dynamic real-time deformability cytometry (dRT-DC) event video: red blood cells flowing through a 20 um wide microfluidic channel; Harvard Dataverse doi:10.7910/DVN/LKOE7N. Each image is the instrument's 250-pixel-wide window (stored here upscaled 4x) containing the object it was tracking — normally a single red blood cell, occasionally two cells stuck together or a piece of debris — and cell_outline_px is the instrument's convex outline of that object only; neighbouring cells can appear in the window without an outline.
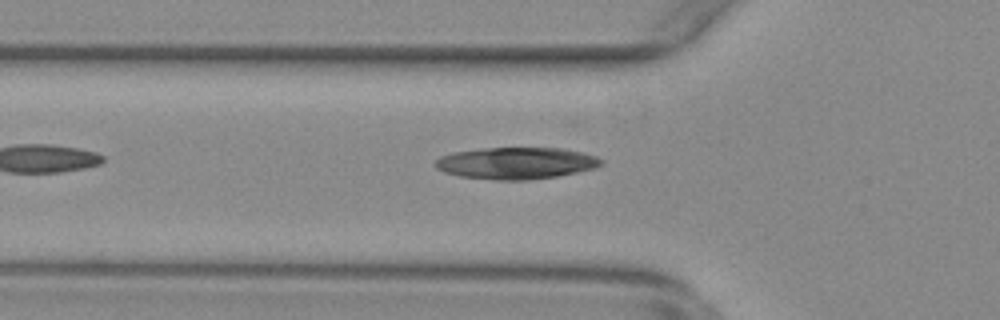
{"species": "common noctule bat (a hibernating species)", "species_latin": "Nyctalus noctula", "temperature_condition": "warm", "stored_images_in_passage": 29, "camera_frame_rate_fps": 3000, "um_per_image_px": 0.085, "animal": {"sex": "female", "body_mass_g": 29.2, "forearm_length_mm": 56.3}, "frame": {"image": 1, "passage_image": 2, "time_ms": 0.333, "image_size_px": [1000, 320], "cell_outline_px": [[604, 164], [596, 168], [556, 176], [528, 180], [496, 180], [460, 176], [444, 172], [436, 168], [436, 160], [440, 156], [456, 152], [484, 148], [560, 148], [580, 152], [596, 156], [604, 160]], "centroid_in_image_um": [43.9, 13.87], "position_along_channel_um": 81.9, "area_um2": 30.58}}
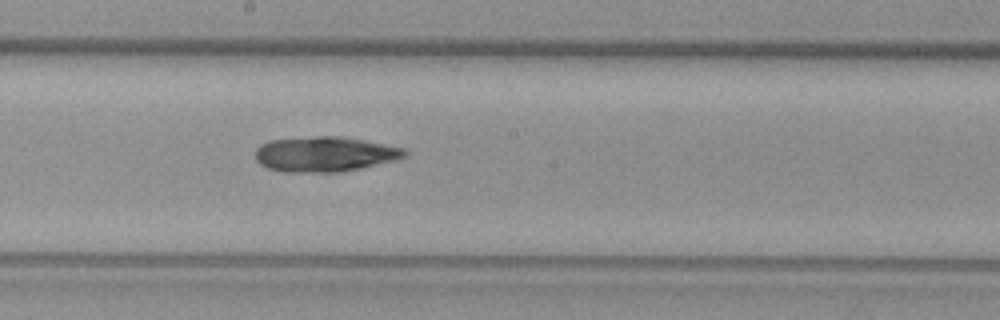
{"frame": {"image": 2, "passage_image": 13, "time_ms": 4.0, "image_size_px": [1000, 320], "cell_outline_px": [[408, 156], [396, 160], [360, 168], [340, 172], [280, 172], [268, 168], [260, 164], [256, 160], [256, 148], [260, 144], [268, 140], [316, 136], [344, 136], [408, 148]], "centroid_in_image_um": [27.64, 13.09], "position_along_channel_um": 220.6, "area_um2": 31.04}}
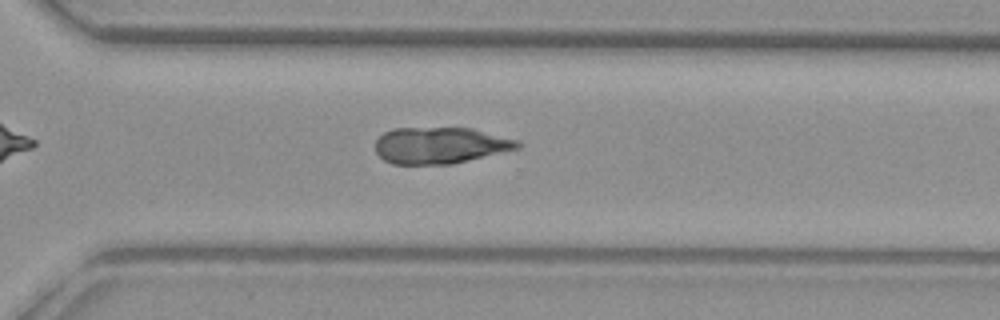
{"frame": {"image": 3, "passage_image": 22, "time_ms": 7.0, "image_size_px": [1000, 320], "cell_outline_px": [[524, 144], [520, 148], [452, 164], [392, 164], [384, 160], [376, 152], [376, 140], [384, 132], [392, 128], [472, 128], [516, 140]], "centroid_in_image_um": [37.41, 12.36], "position_along_channel_um": 333.2, "area_um2": 30.17}}